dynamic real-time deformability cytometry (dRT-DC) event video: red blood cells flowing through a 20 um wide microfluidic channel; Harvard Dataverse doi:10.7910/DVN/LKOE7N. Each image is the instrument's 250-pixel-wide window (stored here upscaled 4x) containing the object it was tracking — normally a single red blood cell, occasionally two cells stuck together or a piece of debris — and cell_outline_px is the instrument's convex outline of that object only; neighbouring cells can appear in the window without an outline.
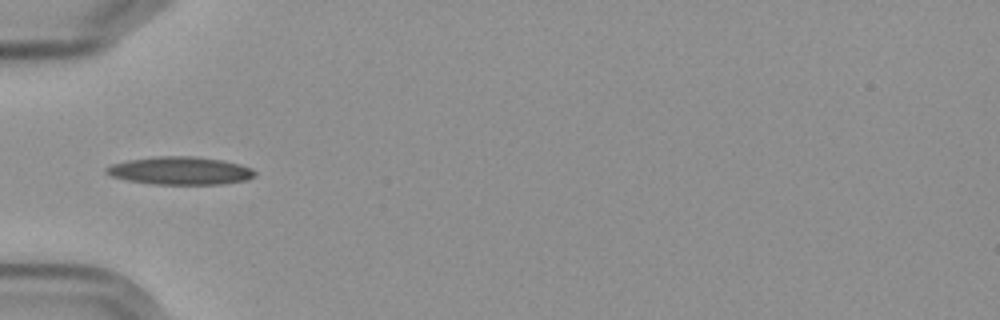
{"species": "Egyptian fruit bat (a non-hibernating species)", "species_latin": "Rousettus aegyptiacus", "temperature_condition": "cold", "stored_images_in_passage": 10, "camera_frame_rate_fps": 3000, "um_per_image_px": 0.085, "frame": {"image": 1, "passage_image": 1, "time_ms": 0.0, "image_size_px": [1000, 320], "cell_outline_px": [[256, 176], [244, 180], [220, 184], [152, 184], [128, 180], [112, 176], [104, 172], [104, 168], [112, 164], [128, 160], [160, 156], [192, 156], [220, 160], [252, 168], [256, 172]], "centroid_in_image_um": [15.28, 14.51], "position_along_channel_um": 69.7, "area_um2": 23.87}}
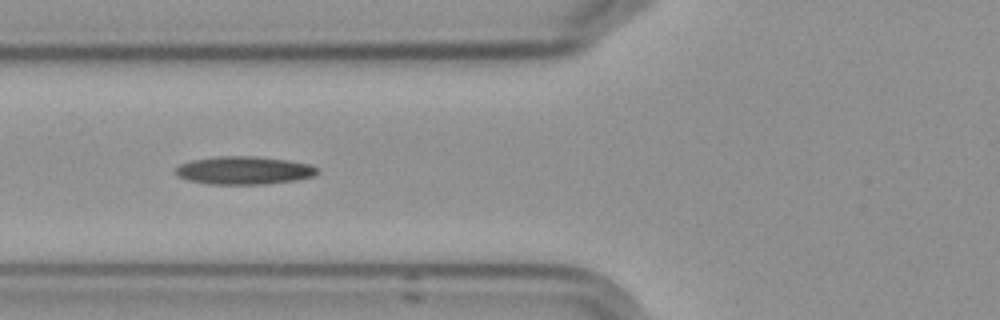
{"frame": {"image": 2, "passage_image": 2, "time_ms": 1.0, "image_size_px": [1000, 320], "cell_outline_px": [[320, 172], [312, 176], [296, 180], [264, 184], [208, 184], [188, 180], [176, 176], [172, 172], [180, 164], [192, 160], [220, 156], [256, 156], [288, 160], [308, 164], [316, 168]], "centroid_in_image_um": [20.69, 14.48], "position_along_channel_um": 105.1, "area_um2": 23.18}}